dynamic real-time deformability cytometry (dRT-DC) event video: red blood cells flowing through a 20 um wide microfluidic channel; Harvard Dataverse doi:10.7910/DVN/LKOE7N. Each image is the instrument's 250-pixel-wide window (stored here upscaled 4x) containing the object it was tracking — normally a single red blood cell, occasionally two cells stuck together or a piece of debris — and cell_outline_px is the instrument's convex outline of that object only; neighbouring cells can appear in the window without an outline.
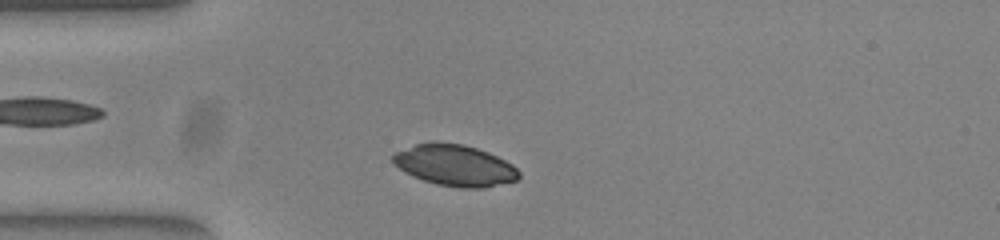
{"species": "common noctule bat (a hibernating species)", "species_latin": "Nyctalus noctula", "temperature_condition": "warm", "stored_images_in_passage": 38, "camera_frame_rate_fps": 3000, "um_per_image_px": 0.085, "animal": {"sex": "female", "body_mass_g": 23.0, "forearm_length_mm": 53.4}, "frame": {"image": 1, "passage_image": 4, "time_ms": 1.0, "image_size_px": [1000, 240], "cell_outline_px": [[520, 176], [516, 180], [484, 188], [460, 188], [436, 184], [412, 176], [404, 172], [392, 164], [392, 156], [396, 152], [416, 144], [460, 144], [476, 148], [488, 152], [512, 164], [520, 172]], "centroid_in_image_um": [38.66, 14.09], "position_along_channel_um": 46.3, "area_um2": 29.77}}
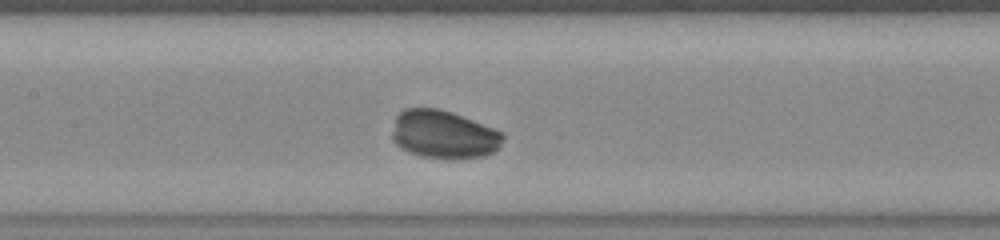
{"frame": {"image": 2, "passage_image": 15, "time_ms": 4.667, "image_size_px": [1000, 240], "cell_outline_px": [[504, 136], [500, 144], [492, 152], [484, 156], [420, 156], [408, 152], [400, 148], [392, 140], [392, 132], [396, 116], [404, 108], [440, 108], [452, 112], [492, 128], [500, 132]], "centroid_in_image_um": [37.64, 11.38], "position_along_channel_um": 169.8, "area_um2": 30.23}}
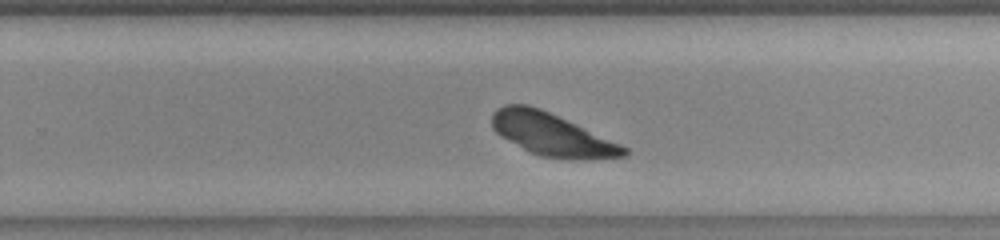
{"frame": {"image": 3, "passage_image": 24, "time_ms": 7.667, "image_size_px": [1000, 240], "cell_outline_px": [[628, 156], [588, 160], [568, 160], [540, 156], [524, 148], [496, 132], [492, 128], [492, 116], [496, 108], [504, 104], [528, 104], [540, 108], [620, 144], [628, 148]], "centroid_in_image_um": [46.93, 11.44], "position_along_channel_um": 282.9, "area_um2": 32.54}}